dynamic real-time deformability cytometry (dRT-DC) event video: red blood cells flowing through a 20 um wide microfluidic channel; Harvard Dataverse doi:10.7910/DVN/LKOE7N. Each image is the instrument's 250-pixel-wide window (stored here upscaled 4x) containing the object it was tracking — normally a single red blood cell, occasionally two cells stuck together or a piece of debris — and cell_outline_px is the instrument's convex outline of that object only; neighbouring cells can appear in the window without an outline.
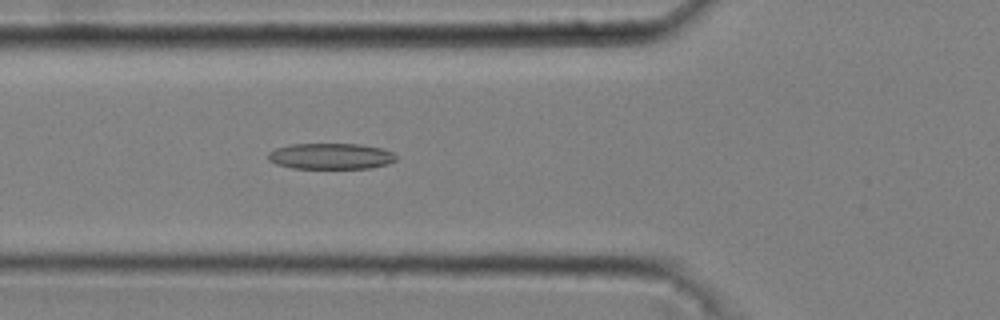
{"species": "common noctule bat (a hibernating species)", "species_latin": "Nyctalus noctula", "temperature_condition": "cold", "stored_images_in_passage": 50, "camera_frame_rate_fps": 3000, "um_per_image_px": 0.085, "animal": {"sex": "male", "body_mass_g": 20.4}, "frame": {"image": 1, "passage_image": 18, "time_ms": 5.667, "image_size_px": [1000, 320], "cell_outline_px": [[396, 160], [388, 164], [372, 168], [292, 168], [276, 164], [268, 160], [268, 152], [276, 148], [292, 144], [360, 144], [384, 148], [392, 152], [396, 156]], "centroid_in_image_um": [28.13, 13.27], "position_along_channel_um": 97.7, "area_um2": 19.48}}
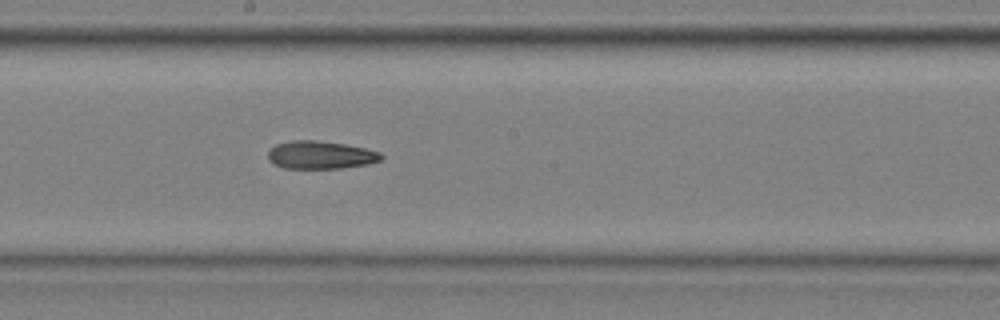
{"frame": {"image": 2, "passage_image": 28, "time_ms": 9.0, "image_size_px": [1000, 320], "cell_outline_px": [[384, 156], [380, 160], [368, 164], [340, 168], [284, 168], [268, 160], [268, 152], [276, 144], [292, 140], [316, 140], [344, 144], [364, 148], [380, 152]], "centroid_in_image_um": [27.24, 13.17], "position_along_channel_um": 221.0, "area_um2": 18.26}}
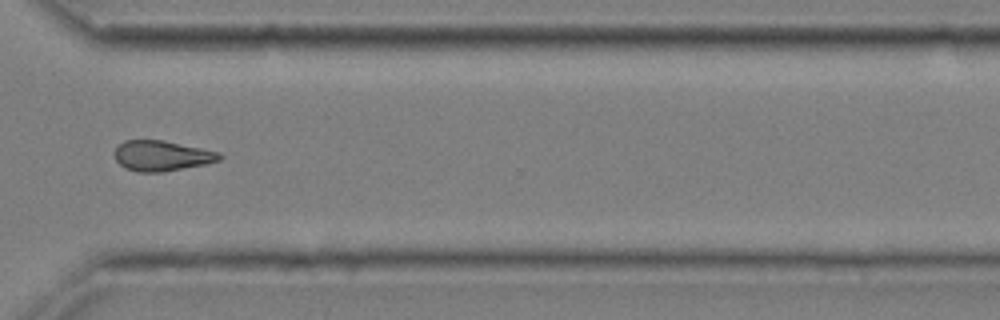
{"frame": {"image": 3, "passage_image": 39, "time_ms": 12.667, "image_size_px": [1000, 320], "cell_outline_px": [[224, 156], [220, 160], [208, 164], [164, 172], [136, 172], [124, 168], [116, 160], [116, 148], [124, 140], [164, 140], [220, 152]], "centroid_in_image_um": [13.8, 13.25], "position_along_channel_um": 356.8, "area_um2": 18.73}, "authors_computed_cell_mechanics": {"area_um2": 18.5827, "velocity_mm_per_s": 3.6921, "shape_relaxation_time_tau1_ms": null, "shape_relaxation_time_tau2_ms": 5.4863, "deformation_change_tau1": null, "deformation_change_tau2": 0.1489}}